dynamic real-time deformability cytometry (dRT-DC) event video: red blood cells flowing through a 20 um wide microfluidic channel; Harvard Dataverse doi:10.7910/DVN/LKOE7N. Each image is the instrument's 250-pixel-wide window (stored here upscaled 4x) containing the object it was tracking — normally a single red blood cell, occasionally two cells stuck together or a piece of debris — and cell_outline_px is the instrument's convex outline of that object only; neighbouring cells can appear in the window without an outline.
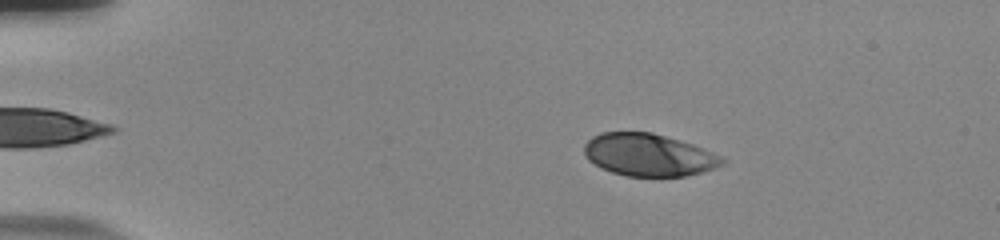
{"species": "human", "species_latin": "Homo sapiens", "temperature_condition": "room temperature", "stored_images_in_passage": 53, "camera_frame_rate_fps": 3000, "um_per_image_px": 0.085, "donor": {"sex": "male"}, "frame": {"image": 1, "passage_image": 8, "time_ms": 2.333, "image_size_px": [1000, 240], "cell_outline_px": [[728, 160], [724, 164], [716, 168], [684, 176], [624, 176], [600, 168], [588, 160], [584, 156], [584, 144], [592, 136], [600, 132], [652, 132], [680, 140], [704, 148], [724, 156]], "centroid_in_image_um": [55.15, 13.16], "position_along_channel_um": 29.9, "area_um2": 34.51}}
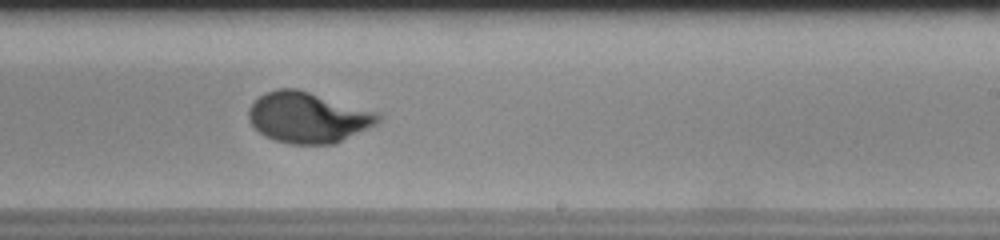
{"frame": {"image": 2, "passage_image": 33, "time_ms": 10.667, "image_size_px": [1000, 240], "cell_outline_px": [[380, 120], [376, 124], [336, 144], [292, 144], [276, 140], [264, 136], [248, 120], [248, 108], [264, 92], [276, 88], [296, 88], [380, 112]], "centroid_in_image_um": [26.19, 9.98], "position_along_channel_um": 262.8, "area_um2": 38.44}}
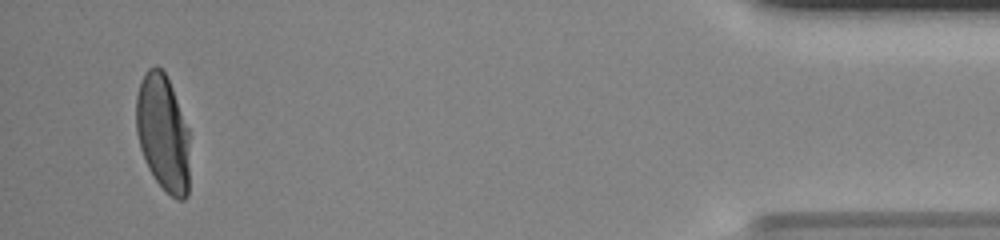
{"frame": {"image": 3, "passage_image": 51, "time_ms": 16.667, "image_size_px": [1000, 240], "cell_outline_px": [[188, 196], [184, 200], [176, 200], [156, 180], [148, 168], [140, 148], [136, 132], [136, 96], [140, 84], [148, 68], [156, 64], [164, 72], [172, 88], [188, 128]], "centroid_in_image_um": [13.84, 11.3], "position_along_channel_um": 421.4, "area_um2": 36.13}, "authors_computed_cell_mechanics": {"area_um2": 36.8764, "velocity_mm_per_s": 3.7384, "shape_relaxation_time_tau1_ms": 4.0245, "shape_relaxation_time_tau2_ms": null, "deformation_change_tau1": 0.1955, "deformation_change_tau2": null}}